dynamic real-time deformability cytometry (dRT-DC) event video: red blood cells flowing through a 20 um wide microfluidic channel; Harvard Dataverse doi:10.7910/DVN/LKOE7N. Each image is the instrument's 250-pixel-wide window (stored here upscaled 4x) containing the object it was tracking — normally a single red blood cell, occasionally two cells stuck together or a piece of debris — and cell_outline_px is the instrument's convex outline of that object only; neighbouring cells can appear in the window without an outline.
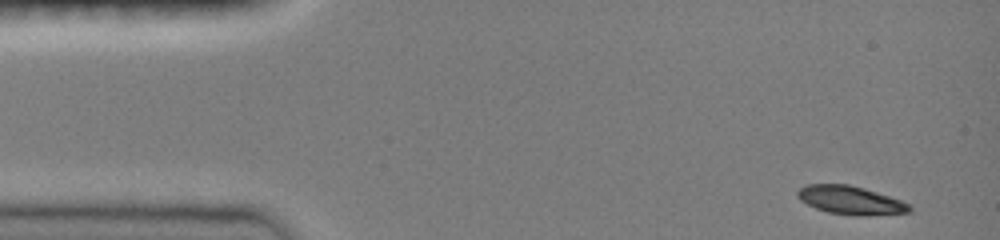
{"species": "common noctule bat (a hibernating species)", "species_latin": "Nyctalus noctula", "temperature_condition": "room temperature", "stored_images_in_passage": 43, "camera_frame_rate_fps": 3000, "um_per_image_px": 0.085, "animal": {"sex": "female", "body_mass_g": 19.0, "forearm_length_mm": 51.5}, "frame": {"image": 1, "passage_image": 1, "time_ms": 0.0, "image_size_px": [1000, 240], "cell_outline_px": [[912, 212], [868, 216], [856, 216], [828, 212], [816, 208], [800, 200], [796, 196], [796, 192], [800, 188], [808, 184], [848, 184], [864, 188], [900, 200], [908, 204], [912, 208]], "centroid_in_image_um": [72.29, 17.03], "position_along_channel_um": 12.7, "area_um2": 18.55}}
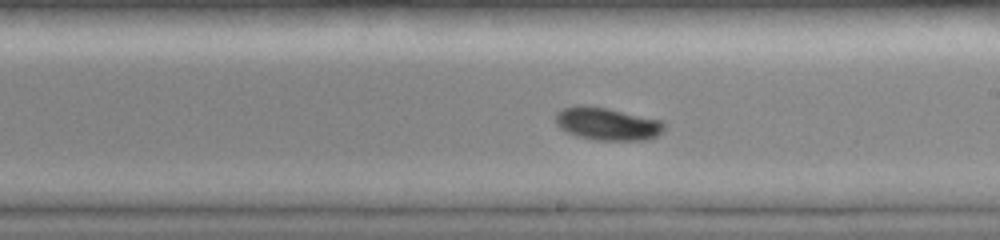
{"frame": {"image": 2, "passage_image": 25, "time_ms": 8.0, "image_size_px": [1000, 240], "cell_outline_px": [[664, 132], [656, 136], [644, 140], [596, 140], [580, 136], [568, 132], [560, 128], [556, 124], [556, 112], [560, 108], [576, 104], [588, 104], [608, 108], [664, 120]], "centroid_in_image_um": [51.62, 10.49], "position_along_channel_um": 237.4, "area_um2": 21.1}}
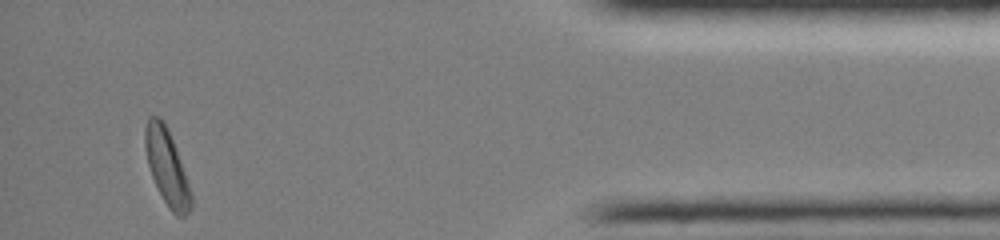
{"frame": {"image": 3, "passage_image": 42, "time_ms": 13.667, "image_size_px": [1000, 240], "cell_outline_px": [[192, 208], [184, 216], [176, 216], [168, 208], [152, 176], [148, 164], [144, 148], [144, 128], [148, 116], [160, 116], [164, 120], [168, 128], [184, 172], [192, 196]], "centroid_in_image_um": [14.16, 14.16], "position_along_channel_um": 421.0, "area_um2": 20.06}, "authors_computed_cell_mechanics": {"area_um2": 19.7676, "velocity_mm_per_s": 4.0428, "shape_relaxation_time_tau1_ms": 1.9287, "shape_relaxation_time_tau2_ms": null, "deformation_change_tau1": 0.1293, "deformation_change_tau2": null}}